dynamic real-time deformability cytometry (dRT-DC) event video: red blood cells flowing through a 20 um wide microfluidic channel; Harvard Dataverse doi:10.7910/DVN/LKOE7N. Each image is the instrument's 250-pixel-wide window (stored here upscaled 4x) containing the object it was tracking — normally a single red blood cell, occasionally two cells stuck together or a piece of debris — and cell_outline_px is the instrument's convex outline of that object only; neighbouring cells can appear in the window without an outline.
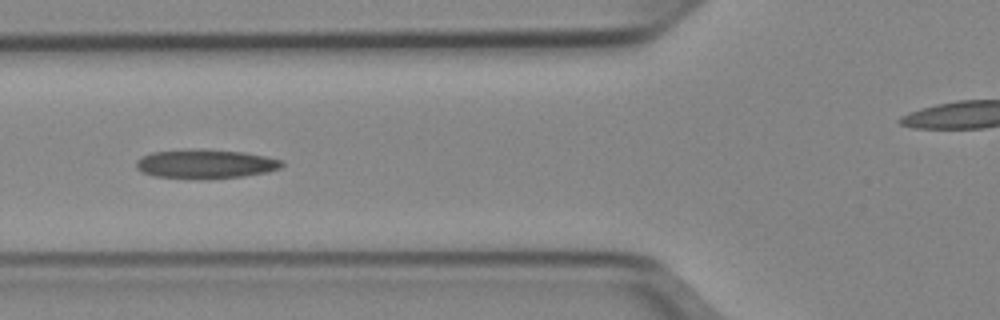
{"species": "Egyptian fruit bat (a non-hibernating species)", "species_latin": "Rousettus aegyptiacus", "temperature_condition": "cold", "stored_images_in_passage": 16, "camera_frame_rate_fps": 3000, "um_per_image_px": 0.085, "animal": {"sex": "female"}, "frame": {"image": 1, "passage_image": 7, "time_ms": 2.0, "image_size_px": [1000, 320], "cell_outline_px": [[284, 164], [280, 168], [268, 172], [244, 176], [152, 176], [140, 172], [136, 168], [136, 160], [140, 156], [152, 152], [188, 148], [192, 148], [244, 152], [284, 160]], "centroid_in_image_um": [17.45, 13.88], "position_along_channel_um": 108.4, "area_um2": 24.04}}
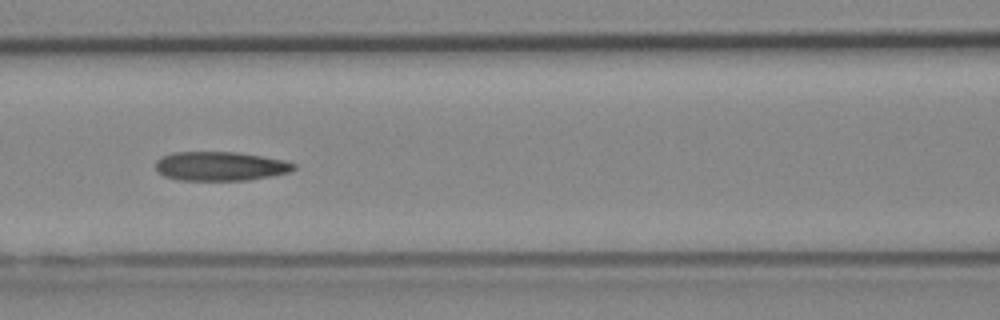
{"frame": {"image": 2, "passage_image": 10, "time_ms": 3.0, "image_size_px": [1000, 320], "cell_outline_px": [[296, 168], [288, 172], [272, 176], [248, 180], [180, 180], [164, 176], [156, 168], [156, 160], [172, 152], [236, 152], [264, 156], [284, 160], [296, 164]], "centroid_in_image_um": [18.75, 14.12], "position_along_channel_um": 147.8, "area_um2": 23.41}}